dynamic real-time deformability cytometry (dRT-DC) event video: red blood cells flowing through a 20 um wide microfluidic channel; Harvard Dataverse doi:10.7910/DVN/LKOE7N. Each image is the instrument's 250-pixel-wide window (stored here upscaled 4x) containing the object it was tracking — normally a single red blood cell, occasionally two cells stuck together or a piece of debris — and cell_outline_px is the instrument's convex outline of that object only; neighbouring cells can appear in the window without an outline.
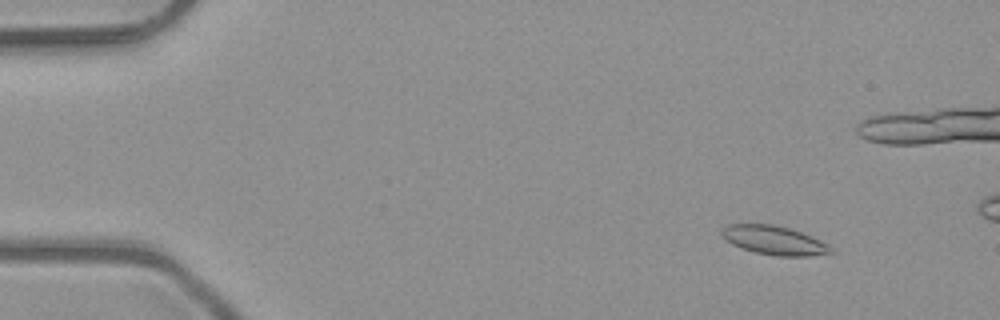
{"species": "common noctule bat (a hibernating species)", "species_latin": "Nyctalus noctula", "temperature_condition": "room temperature", "stored_images_in_passage": 4, "camera_frame_rate_fps": 3000, "um_per_image_px": 0.085, "animal": {"sex": "male", "body_mass_g": 23.1, "forearm_length_mm": 52.7}, "frame": {"image": 1, "passage_image": 1, "time_ms": 0.0, "image_size_px": [1000, 320], "cell_outline_px": [[836, 252], [812, 256], [776, 256], [756, 252], [732, 244], [720, 232], [728, 224], [772, 224], [788, 228], [800, 232], [820, 240], [828, 244]], "centroid_in_image_um": [65.86, 20.43], "position_along_channel_um": 19.1, "area_um2": 18.09}}